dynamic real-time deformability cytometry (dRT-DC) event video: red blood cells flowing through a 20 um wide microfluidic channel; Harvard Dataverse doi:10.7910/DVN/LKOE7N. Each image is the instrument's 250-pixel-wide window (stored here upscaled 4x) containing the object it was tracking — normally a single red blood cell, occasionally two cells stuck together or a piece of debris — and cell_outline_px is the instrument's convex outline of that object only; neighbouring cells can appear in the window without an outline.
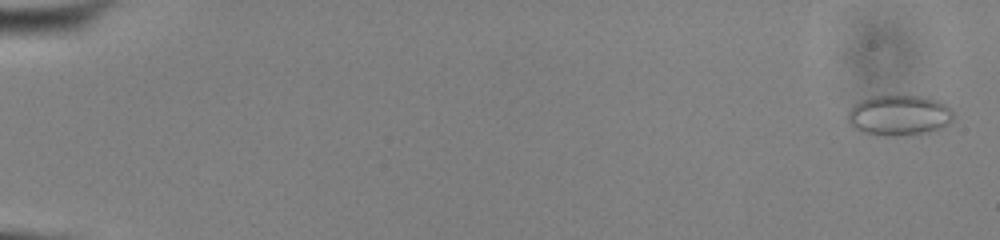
{"species": "common noctule bat (a hibernating species)", "species_latin": "Nyctalus noctula", "temperature_condition": "cold", "stored_images_in_passage": 54, "camera_frame_rate_fps": 3000, "um_per_image_px": 0.085, "animal": {"sex": "male", "body_mass_g": 13.0, "forearm_length_mm": 53.1}, "frame": {"image": 1, "passage_image": 2, "time_ms": 0.333, "image_size_px": [1000, 240], "cell_outline_px": [[956, 116], [948, 124], [940, 128], [928, 132], [908, 136], [876, 136], [860, 132], [852, 128], [848, 124], [848, 112], [852, 104], [860, 100], [872, 96], [920, 96], [940, 100], [952, 108]], "centroid_in_image_um": [76.41, 9.82], "position_along_channel_um": 8.6, "area_um2": 25.72}}
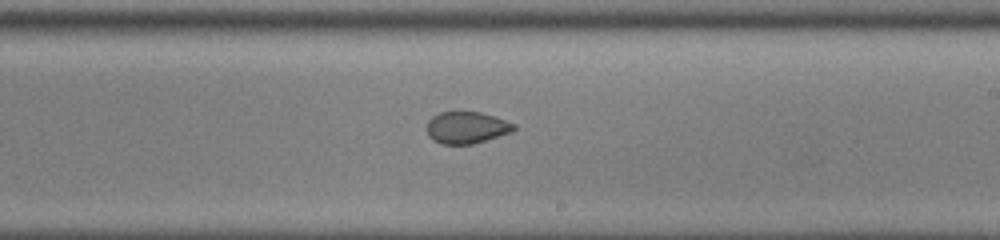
{"frame": {"image": 2, "passage_image": 34, "time_ms": 11.0, "image_size_px": [1000, 240], "cell_outline_px": [[516, 128], [512, 132], [472, 144], [440, 144], [432, 140], [428, 136], [428, 120], [432, 116], [440, 112], [480, 112], [496, 116], [516, 124]], "centroid_in_image_um": [39.67, 10.84], "position_along_channel_um": 249.3, "area_um2": 16.24}}
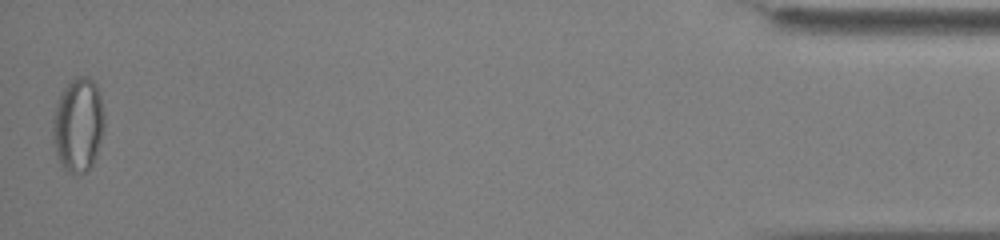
{"frame": {"image": 3, "passage_image": 54, "time_ms": 17.667, "image_size_px": [1000, 240], "cell_outline_px": [[104, 132], [96, 156], [92, 164], [84, 172], [68, 172], [60, 164], [52, 140], [52, 124], [56, 100], [64, 88], [76, 76], [88, 76], [96, 84], [100, 96], [104, 112]], "centroid_in_image_um": [6.64, 10.59], "position_along_channel_um": 428.6, "area_um2": 28.44}, "authors_computed_cell_mechanics": {"area_um2": 19.1896, "velocity_mm_per_s": 3.9024, "shape_relaxation_time_tau1_ms": null, "shape_relaxation_time_tau2_ms": 1.1385, "deformation_change_tau1": null, "deformation_change_tau2": 0.0486}}